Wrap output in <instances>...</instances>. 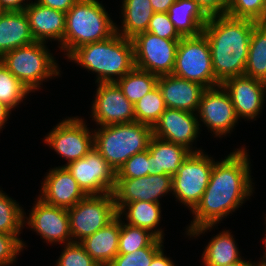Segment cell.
I'll return each mask as SVG.
<instances>
[{"label":"cell","instance_id":"6da1fadb","mask_svg":"<svg viewBox=\"0 0 266 266\" xmlns=\"http://www.w3.org/2000/svg\"><path fill=\"white\" fill-rule=\"evenodd\" d=\"M247 151L243 146L224 159L215 161L209 184L191 212L193 220L185 231L189 238H197L208 230L210 232L253 195L254 183Z\"/></svg>","mask_w":266,"mask_h":266},{"label":"cell","instance_id":"7a4b0ae2","mask_svg":"<svg viewBox=\"0 0 266 266\" xmlns=\"http://www.w3.org/2000/svg\"><path fill=\"white\" fill-rule=\"evenodd\" d=\"M257 24L227 14L209 17L202 33L209 42L215 78L221 84L244 75L251 33Z\"/></svg>","mask_w":266,"mask_h":266},{"label":"cell","instance_id":"3957f363","mask_svg":"<svg viewBox=\"0 0 266 266\" xmlns=\"http://www.w3.org/2000/svg\"><path fill=\"white\" fill-rule=\"evenodd\" d=\"M66 59L95 73V83L116 82L135 67L132 39L116 32L105 40L76 48Z\"/></svg>","mask_w":266,"mask_h":266},{"label":"cell","instance_id":"277c9868","mask_svg":"<svg viewBox=\"0 0 266 266\" xmlns=\"http://www.w3.org/2000/svg\"><path fill=\"white\" fill-rule=\"evenodd\" d=\"M116 32L113 22L98 0H78L66 12V28L59 47L68 57L76 48L105 40Z\"/></svg>","mask_w":266,"mask_h":266},{"label":"cell","instance_id":"5b68a950","mask_svg":"<svg viewBox=\"0 0 266 266\" xmlns=\"http://www.w3.org/2000/svg\"><path fill=\"white\" fill-rule=\"evenodd\" d=\"M152 136V127L137 121L97 126L93 147L116 173L130 157L148 149Z\"/></svg>","mask_w":266,"mask_h":266},{"label":"cell","instance_id":"8992f818","mask_svg":"<svg viewBox=\"0 0 266 266\" xmlns=\"http://www.w3.org/2000/svg\"><path fill=\"white\" fill-rule=\"evenodd\" d=\"M52 55L46 43L35 41L5 53L0 61L33 93L43 81L61 76V68Z\"/></svg>","mask_w":266,"mask_h":266},{"label":"cell","instance_id":"52a82bcc","mask_svg":"<svg viewBox=\"0 0 266 266\" xmlns=\"http://www.w3.org/2000/svg\"><path fill=\"white\" fill-rule=\"evenodd\" d=\"M172 75L200 83L205 88L221 85L215 78L209 42L203 33L180 39Z\"/></svg>","mask_w":266,"mask_h":266},{"label":"cell","instance_id":"ba28073f","mask_svg":"<svg viewBox=\"0 0 266 266\" xmlns=\"http://www.w3.org/2000/svg\"><path fill=\"white\" fill-rule=\"evenodd\" d=\"M204 150L190 153L172 176V195L192 212L207 188L215 160Z\"/></svg>","mask_w":266,"mask_h":266},{"label":"cell","instance_id":"9c48e42d","mask_svg":"<svg viewBox=\"0 0 266 266\" xmlns=\"http://www.w3.org/2000/svg\"><path fill=\"white\" fill-rule=\"evenodd\" d=\"M67 211L73 242L82 241L118 216L113 193L87 195Z\"/></svg>","mask_w":266,"mask_h":266},{"label":"cell","instance_id":"30bf717a","mask_svg":"<svg viewBox=\"0 0 266 266\" xmlns=\"http://www.w3.org/2000/svg\"><path fill=\"white\" fill-rule=\"evenodd\" d=\"M180 39H164L150 32L132 38L135 67L157 76L172 74Z\"/></svg>","mask_w":266,"mask_h":266},{"label":"cell","instance_id":"8fae6325","mask_svg":"<svg viewBox=\"0 0 266 266\" xmlns=\"http://www.w3.org/2000/svg\"><path fill=\"white\" fill-rule=\"evenodd\" d=\"M43 140L61 158L67 160L63 167L83 158L93 149V131L78 116L60 121Z\"/></svg>","mask_w":266,"mask_h":266},{"label":"cell","instance_id":"7c38bea8","mask_svg":"<svg viewBox=\"0 0 266 266\" xmlns=\"http://www.w3.org/2000/svg\"><path fill=\"white\" fill-rule=\"evenodd\" d=\"M199 126L201 121L204 123L214 137L223 138L238 124L239 119L236 116L234 106L228 92L222 85L206 88L201 96L197 110Z\"/></svg>","mask_w":266,"mask_h":266},{"label":"cell","instance_id":"4fadbf2b","mask_svg":"<svg viewBox=\"0 0 266 266\" xmlns=\"http://www.w3.org/2000/svg\"><path fill=\"white\" fill-rule=\"evenodd\" d=\"M87 195L113 193L116 173L93 147L83 158L65 166Z\"/></svg>","mask_w":266,"mask_h":266},{"label":"cell","instance_id":"5bb4252c","mask_svg":"<svg viewBox=\"0 0 266 266\" xmlns=\"http://www.w3.org/2000/svg\"><path fill=\"white\" fill-rule=\"evenodd\" d=\"M34 202L29 217L24 212V227L28 225L48 244L73 242L67 209L46 204L39 197Z\"/></svg>","mask_w":266,"mask_h":266},{"label":"cell","instance_id":"9a60e30c","mask_svg":"<svg viewBox=\"0 0 266 266\" xmlns=\"http://www.w3.org/2000/svg\"><path fill=\"white\" fill-rule=\"evenodd\" d=\"M91 117L97 126L135 121L134 105L122 93L116 82L97 83Z\"/></svg>","mask_w":266,"mask_h":266},{"label":"cell","instance_id":"2e32d148","mask_svg":"<svg viewBox=\"0 0 266 266\" xmlns=\"http://www.w3.org/2000/svg\"><path fill=\"white\" fill-rule=\"evenodd\" d=\"M199 131L197 113L170 108L165 109L152 127L153 136L183 146L191 153L203 151L193 147Z\"/></svg>","mask_w":266,"mask_h":266},{"label":"cell","instance_id":"e0dca14e","mask_svg":"<svg viewBox=\"0 0 266 266\" xmlns=\"http://www.w3.org/2000/svg\"><path fill=\"white\" fill-rule=\"evenodd\" d=\"M168 193H172V177L163 174L116 179L113 192L117 211L124 204L134 201L160 203V199Z\"/></svg>","mask_w":266,"mask_h":266},{"label":"cell","instance_id":"ac0fdd59","mask_svg":"<svg viewBox=\"0 0 266 266\" xmlns=\"http://www.w3.org/2000/svg\"><path fill=\"white\" fill-rule=\"evenodd\" d=\"M228 92L238 119L256 120L266 101L264 82L246 75L226 79L222 84Z\"/></svg>","mask_w":266,"mask_h":266},{"label":"cell","instance_id":"d6986e66","mask_svg":"<svg viewBox=\"0 0 266 266\" xmlns=\"http://www.w3.org/2000/svg\"><path fill=\"white\" fill-rule=\"evenodd\" d=\"M44 178L38 197L46 204L69 209L87 196L66 167L50 169Z\"/></svg>","mask_w":266,"mask_h":266},{"label":"cell","instance_id":"ffe728a7","mask_svg":"<svg viewBox=\"0 0 266 266\" xmlns=\"http://www.w3.org/2000/svg\"><path fill=\"white\" fill-rule=\"evenodd\" d=\"M24 9L33 39L36 42L58 41L61 45L66 28V13L31 1ZM52 39V40H51Z\"/></svg>","mask_w":266,"mask_h":266},{"label":"cell","instance_id":"44dd1931","mask_svg":"<svg viewBox=\"0 0 266 266\" xmlns=\"http://www.w3.org/2000/svg\"><path fill=\"white\" fill-rule=\"evenodd\" d=\"M159 87L166 108L197 113L203 91L200 83L176 77L172 74L159 76Z\"/></svg>","mask_w":266,"mask_h":266},{"label":"cell","instance_id":"7402d4cb","mask_svg":"<svg viewBox=\"0 0 266 266\" xmlns=\"http://www.w3.org/2000/svg\"><path fill=\"white\" fill-rule=\"evenodd\" d=\"M121 218L117 216L104 228L86 237L79 243L100 266H109L118 254Z\"/></svg>","mask_w":266,"mask_h":266},{"label":"cell","instance_id":"603a6c76","mask_svg":"<svg viewBox=\"0 0 266 266\" xmlns=\"http://www.w3.org/2000/svg\"><path fill=\"white\" fill-rule=\"evenodd\" d=\"M148 151L150 153L151 175H170L178 172L180 165L191 153L183 146L152 136Z\"/></svg>","mask_w":266,"mask_h":266},{"label":"cell","instance_id":"cb8c5ba5","mask_svg":"<svg viewBox=\"0 0 266 266\" xmlns=\"http://www.w3.org/2000/svg\"><path fill=\"white\" fill-rule=\"evenodd\" d=\"M35 42L24 11H4L0 15V58L20 46Z\"/></svg>","mask_w":266,"mask_h":266},{"label":"cell","instance_id":"d4e9b609","mask_svg":"<svg viewBox=\"0 0 266 266\" xmlns=\"http://www.w3.org/2000/svg\"><path fill=\"white\" fill-rule=\"evenodd\" d=\"M167 14L181 37L200 35L209 20L195 0H176Z\"/></svg>","mask_w":266,"mask_h":266},{"label":"cell","instance_id":"484cf974","mask_svg":"<svg viewBox=\"0 0 266 266\" xmlns=\"http://www.w3.org/2000/svg\"><path fill=\"white\" fill-rule=\"evenodd\" d=\"M161 204L147 201H134L124 204L117 215L131 226L149 230L157 238L164 240V231L158 228L161 221ZM158 228V229H157Z\"/></svg>","mask_w":266,"mask_h":266},{"label":"cell","instance_id":"4316f807","mask_svg":"<svg viewBox=\"0 0 266 266\" xmlns=\"http://www.w3.org/2000/svg\"><path fill=\"white\" fill-rule=\"evenodd\" d=\"M121 8L122 26L116 24L117 34L132 39L147 31L149 21L155 13L150 0H123Z\"/></svg>","mask_w":266,"mask_h":266},{"label":"cell","instance_id":"83f0119b","mask_svg":"<svg viewBox=\"0 0 266 266\" xmlns=\"http://www.w3.org/2000/svg\"><path fill=\"white\" fill-rule=\"evenodd\" d=\"M229 230L213 236L202 253L203 266H227L241 260L238 245Z\"/></svg>","mask_w":266,"mask_h":266},{"label":"cell","instance_id":"f1b7e54d","mask_svg":"<svg viewBox=\"0 0 266 266\" xmlns=\"http://www.w3.org/2000/svg\"><path fill=\"white\" fill-rule=\"evenodd\" d=\"M244 75L266 81V23L253 28Z\"/></svg>","mask_w":266,"mask_h":266},{"label":"cell","instance_id":"f546056e","mask_svg":"<svg viewBox=\"0 0 266 266\" xmlns=\"http://www.w3.org/2000/svg\"><path fill=\"white\" fill-rule=\"evenodd\" d=\"M159 76L134 67L116 83L122 93L134 105L157 86Z\"/></svg>","mask_w":266,"mask_h":266},{"label":"cell","instance_id":"4dcf8cb0","mask_svg":"<svg viewBox=\"0 0 266 266\" xmlns=\"http://www.w3.org/2000/svg\"><path fill=\"white\" fill-rule=\"evenodd\" d=\"M163 240L149 230L128 225L121 218V231L118 241V254H129L144 247H164Z\"/></svg>","mask_w":266,"mask_h":266},{"label":"cell","instance_id":"1f68e13d","mask_svg":"<svg viewBox=\"0 0 266 266\" xmlns=\"http://www.w3.org/2000/svg\"><path fill=\"white\" fill-rule=\"evenodd\" d=\"M165 109L162 93L156 86L134 104L135 121L153 127Z\"/></svg>","mask_w":266,"mask_h":266},{"label":"cell","instance_id":"d6a6232c","mask_svg":"<svg viewBox=\"0 0 266 266\" xmlns=\"http://www.w3.org/2000/svg\"><path fill=\"white\" fill-rule=\"evenodd\" d=\"M24 221V209L0 189V232L20 235Z\"/></svg>","mask_w":266,"mask_h":266},{"label":"cell","instance_id":"836d02e7","mask_svg":"<svg viewBox=\"0 0 266 266\" xmlns=\"http://www.w3.org/2000/svg\"><path fill=\"white\" fill-rule=\"evenodd\" d=\"M29 93L31 91L0 61V102L13 110L25 100Z\"/></svg>","mask_w":266,"mask_h":266},{"label":"cell","instance_id":"e575fe53","mask_svg":"<svg viewBox=\"0 0 266 266\" xmlns=\"http://www.w3.org/2000/svg\"><path fill=\"white\" fill-rule=\"evenodd\" d=\"M226 14L257 23H266V3L264 0H229Z\"/></svg>","mask_w":266,"mask_h":266},{"label":"cell","instance_id":"d590c367","mask_svg":"<svg viewBox=\"0 0 266 266\" xmlns=\"http://www.w3.org/2000/svg\"><path fill=\"white\" fill-rule=\"evenodd\" d=\"M146 175H151L148 149L130 157L116 172V179L140 178Z\"/></svg>","mask_w":266,"mask_h":266},{"label":"cell","instance_id":"8d00e7d4","mask_svg":"<svg viewBox=\"0 0 266 266\" xmlns=\"http://www.w3.org/2000/svg\"><path fill=\"white\" fill-rule=\"evenodd\" d=\"M55 266H100L79 242L65 244Z\"/></svg>","mask_w":266,"mask_h":266},{"label":"cell","instance_id":"74e56055","mask_svg":"<svg viewBox=\"0 0 266 266\" xmlns=\"http://www.w3.org/2000/svg\"><path fill=\"white\" fill-rule=\"evenodd\" d=\"M164 247H144L129 254H117L109 266H150L153 257Z\"/></svg>","mask_w":266,"mask_h":266},{"label":"cell","instance_id":"f35d334b","mask_svg":"<svg viewBox=\"0 0 266 266\" xmlns=\"http://www.w3.org/2000/svg\"><path fill=\"white\" fill-rule=\"evenodd\" d=\"M26 244L19 235L0 232V266H10L16 263V258L23 251Z\"/></svg>","mask_w":266,"mask_h":266},{"label":"cell","instance_id":"ab89813d","mask_svg":"<svg viewBox=\"0 0 266 266\" xmlns=\"http://www.w3.org/2000/svg\"><path fill=\"white\" fill-rule=\"evenodd\" d=\"M147 32L164 39H181L167 13H154L149 21Z\"/></svg>","mask_w":266,"mask_h":266},{"label":"cell","instance_id":"60d3db41","mask_svg":"<svg viewBox=\"0 0 266 266\" xmlns=\"http://www.w3.org/2000/svg\"><path fill=\"white\" fill-rule=\"evenodd\" d=\"M210 17L226 14L229 0H195Z\"/></svg>","mask_w":266,"mask_h":266},{"label":"cell","instance_id":"b9f144b4","mask_svg":"<svg viewBox=\"0 0 266 266\" xmlns=\"http://www.w3.org/2000/svg\"><path fill=\"white\" fill-rule=\"evenodd\" d=\"M40 5L48 8L67 12L78 0H35Z\"/></svg>","mask_w":266,"mask_h":266},{"label":"cell","instance_id":"7bdbcfd3","mask_svg":"<svg viewBox=\"0 0 266 266\" xmlns=\"http://www.w3.org/2000/svg\"><path fill=\"white\" fill-rule=\"evenodd\" d=\"M28 1L29 0H0V7L3 11H24L30 3V1Z\"/></svg>","mask_w":266,"mask_h":266},{"label":"cell","instance_id":"ee69618b","mask_svg":"<svg viewBox=\"0 0 266 266\" xmlns=\"http://www.w3.org/2000/svg\"><path fill=\"white\" fill-rule=\"evenodd\" d=\"M164 248H162L152 260L150 266H175L174 261L164 254Z\"/></svg>","mask_w":266,"mask_h":266},{"label":"cell","instance_id":"f6af8a7d","mask_svg":"<svg viewBox=\"0 0 266 266\" xmlns=\"http://www.w3.org/2000/svg\"><path fill=\"white\" fill-rule=\"evenodd\" d=\"M176 0H150L153 11L167 13L169 7L175 2Z\"/></svg>","mask_w":266,"mask_h":266},{"label":"cell","instance_id":"bcb514c9","mask_svg":"<svg viewBox=\"0 0 266 266\" xmlns=\"http://www.w3.org/2000/svg\"><path fill=\"white\" fill-rule=\"evenodd\" d=\"M11 112L12 110L8 106L0 102V131L5 127Z\"/></svg>","mask_w":266,"mask_h":266},{"label":"cell","instance_id":"7dc6e473","mask_svg":"<svg viewBox=\"0 0 266 266\" xmlns=\"http://www.w3.org/2000/svg\"><path fill=\"white\" fill-rule=\"evenodd\" d=\"M257 262H251L250 260H244L243 258L236 263L229 264L227 266H257Z\"/></svg>","mask_w":266,"mask_h":266},{"label":"cell","instance_id":"c3c4849f","mask_svg":"<svg viewBox=\"0 0 266 266\" xmlns=\"http://www.w3.org/2000/svg\"><path fill=\"white\" fill-rule=\"evenodd\" d=\"M265 221H266V216H265ZM263 241H264L263 243H264V247H265V249H264L265 252H264V255L262 257L263 259L261 258V260L259 262H257V263L260 264V265L266 266V234H265V237H264Z\"/></svg>","mask_w":266,"mask_h":266},{"label":"cell","instance_id":"681fc988","mask_svg":"<svg viewBox=\"0 0 266 266\" xmlns=\"http://www.w3.org/2000/svg\"><path fill=\"white\" fill-rule=\"evenodd\" d=\"M265 93H266V81H264Z\"/></svg>","mask_w":266,"mask_h":266},{"label":"cell","instance_id":"f907efd6","mask_svg":"<svg viewBox=\"0 0 266 266\" xmlns=\"http://www.w3.org/2000/svg\"><path fill=\"white\" fill-rule=\"evenodd\" d=\"M4 11L1 9V7H0V15L3 13Z\"/></svg>","mask_w":266,"mask_h":266}]
</instances>
